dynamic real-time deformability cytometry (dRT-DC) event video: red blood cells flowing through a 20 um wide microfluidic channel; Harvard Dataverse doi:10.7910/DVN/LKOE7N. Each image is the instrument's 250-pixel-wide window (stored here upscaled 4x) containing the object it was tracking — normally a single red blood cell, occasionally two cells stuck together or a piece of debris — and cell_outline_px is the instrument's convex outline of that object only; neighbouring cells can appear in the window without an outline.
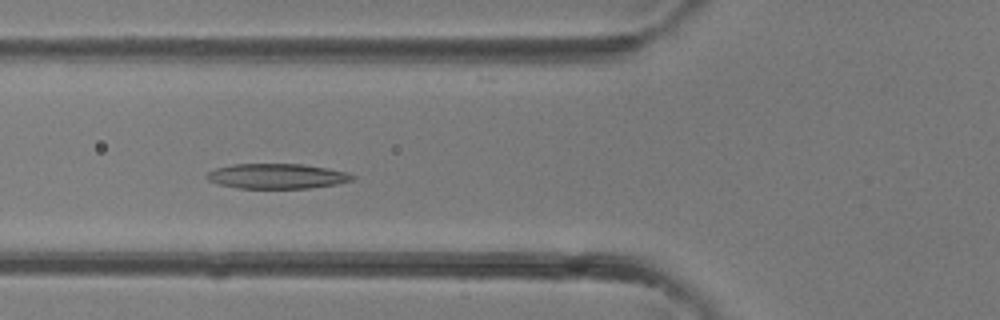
{"species": "common noctule bat (a hibernating species)", "species_latin": "Nyctalus noctula", "temperature_condition": "room temperature", "stored_images_in_passage": 24, "camera_frame_rate_fps": 3000, "um_per_image_px": 0.085, "animal": {"sex": "female"}, "frame": {"image": 1, "passage_image": 5, "time_ms": 1.333, "image_size_px": [1000, 320], "cell_outline_px": [[356, 176], [352, 180], [336, 184], [308, 188], [236, 188], [220, 184], [208, 180], [204, 176], [208, 172], [216, 168], [232, 164], [304, 164], [328, 168], [348, 172]], "centroid_in_image_um": [23.54, 14.97], "position_along_channel_um": 102.3, "area_um2": 21.27}}
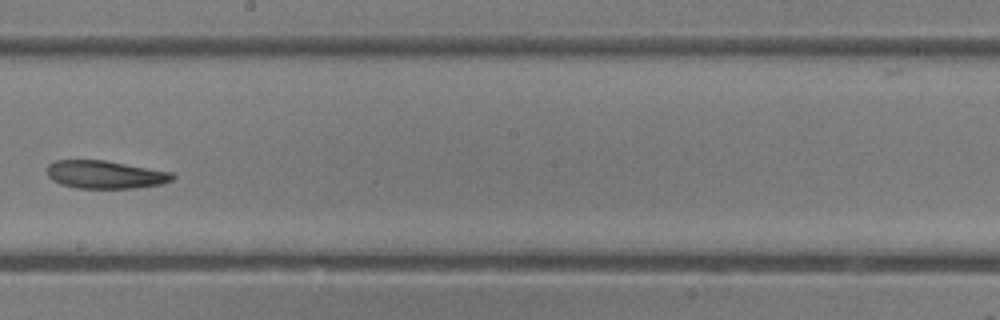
{"frame": {"image": 2, "passage_image": 13, "time_ms": 4.0, "image_size_px": [1000, 320], "cell_outline_px": [[176, 176], [172, 180], [160, 184], [132, 188], [76, 188], [60, 184], [52, 180], [48, 176], [48, 164], [56, 160], [104, 160], [172, 172]], "centroid_in_image_um": [8.93, 14.84], "position_along_channel_um": 239.3, "area_um2": 20.35}}
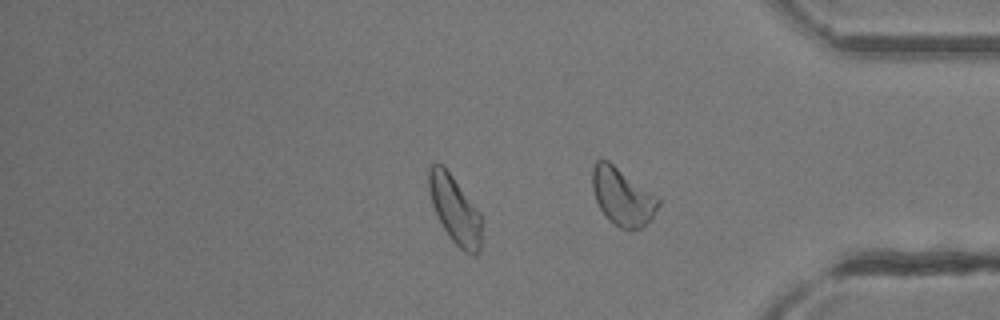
{"frame": {"image": 3, "passage_image": 22, "time_ms": 7.0, "image_size_px": [1000, 320], "cell_outline_px": [[480, 252], [476, 256], [472, 256], [464, 252], [448, 236], [432, 204], [428, 188], [428, 164], [440, 164], [452, 176], [480, 212]], "centroid_in_image_um": [38.65, 17.84], "position_along_channel_um": 396.5, "area_um2": 20.52}}